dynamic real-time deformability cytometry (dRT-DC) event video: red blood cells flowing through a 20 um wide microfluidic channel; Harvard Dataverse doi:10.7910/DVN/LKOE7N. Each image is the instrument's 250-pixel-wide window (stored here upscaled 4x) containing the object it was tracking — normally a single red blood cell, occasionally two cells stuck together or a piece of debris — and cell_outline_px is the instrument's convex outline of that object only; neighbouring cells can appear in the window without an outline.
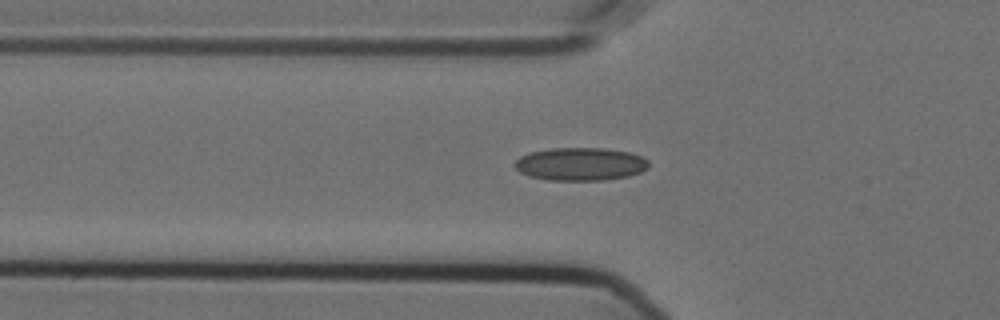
{"species": "Egyptian fruit bat (a non-hibernating species)", "species_latin": "Rousettus aegyptiacus", "temperature_condition": "cold", "stored_images_in_passage": 36, "camera_frame_rate_fps": 3000, "um_per_image_px": 0.085, "animal": {"sex": "female"}, "frame": {"image": 1, "passage_image": 2, "time_ms": 0.333, "image_size_px": [1000, 320], "cell_outline_px": [[648, 168], [640, 172], [628, 176], [604, 180], [548, 180], [528, 176], [520, 172], [512, 164], [520, 156], [532, 152], [552, 148], [604, 148], [628, 152], [640, 156], [648, 160]], "centroid_in_image_um": [49.31, 13.95], "position_along_channel_um": 76.5, "area_um2": 25.72}}
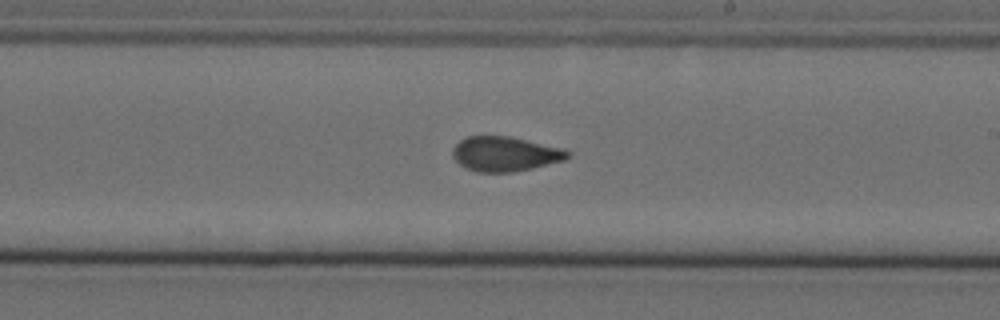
{"frame": {"image": 2, "passage_image": 16, "time_ms": 5.0, "image_size_px": [1000, 320], "cell_outline_px": [[572, 152], [564, 160], [532, 168], [512, 172], [476, 172], [460, 164], [452, 156], [452, 148], [460, 140], [468, 136], [512, 136], [564, 148]], "centroid_in_image_um": [42.94, 13.07], "position_along_channel_um": 246.1, "area_um2": 23.35}}
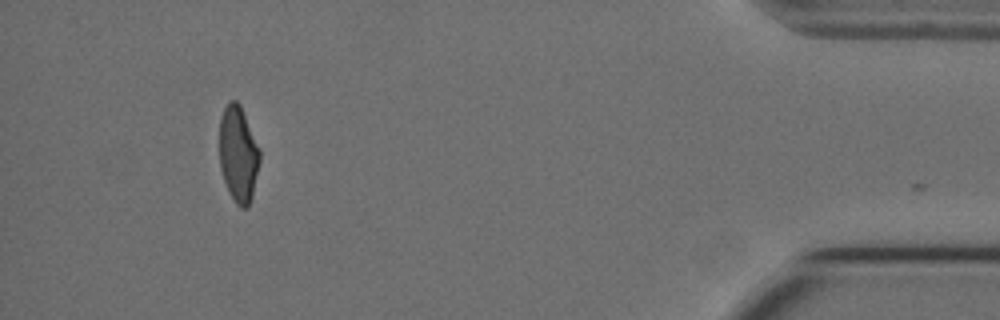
{"frame": {"image": 3, "passage_image": 35, "time_ms": 11.333, "image_size_px": [1000, 320], "cell_outline_px": [[260, 160], [252, 196], [248, 208], [240, 208], [236, 204], [228, 192], [220, 168], [220, 116], [228, 100], [236, 100], [240, 104], [260, 148]], "centroid_in_image_um": [20.25, 13.09], "position_along_channel_um": 414.9, "area_um2": 22.77}, "authors_computed_cell_mechanics": {"area_um2": 23.4668, "velocity_mm_per_s": 3.6092, "shape_relaxation_time_tau1_ms": null, "shape_relaxation_time_tau2_ms": 1.4112, "deformation_change_tau1": null, "deformation_change_tau2": 0.0597}}